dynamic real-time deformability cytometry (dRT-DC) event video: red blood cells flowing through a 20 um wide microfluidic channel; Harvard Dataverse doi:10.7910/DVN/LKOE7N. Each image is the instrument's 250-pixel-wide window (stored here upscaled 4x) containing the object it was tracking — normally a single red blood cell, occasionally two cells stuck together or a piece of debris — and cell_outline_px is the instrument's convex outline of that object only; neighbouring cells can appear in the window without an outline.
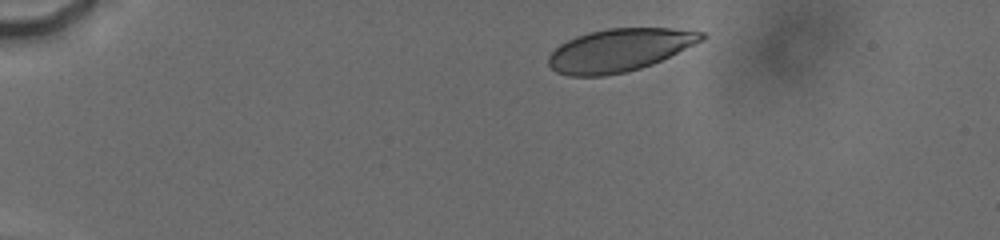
{"species": "human", "species_latin": "Homo sapiens", "temperature_condition": "cold", "stored_images_in_passage": 14, "camera_frame_rate_fps": 3000, "um_per_image_px": 0.085, "donor": {"sex": "male"}, "frame": {"image": 1, "passage_image": 1, "time_ms": 0.0, "image_size_px": [1000, 240], "cell_outline_px": [[708, 36], [652, 64], [640, 68], [624, 72], [604, 76], [568, 76], [556, 72], [548, 64], [548, 56], [560, 44], [576, 36], [588, 32], [608, 28], [672, 28], [704, 32]], "centroid_in_image_um": [52.59, 4.26], "position_along_channel_um": 32.4, "area_um2": 37.74}}
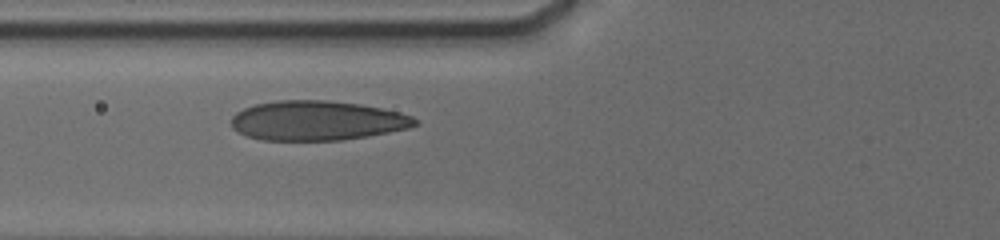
{"frame": {"image": 2, "passage_image": 11, "time_ms": 4.0, "image_size_px": [1000, 240], "cell_outline_px": [[420, 124], [408, 128], [388, 132], [340, 140], [264, 140], [248, 136], [232, 128], [232, 116], [236, 112], [244, 108], [256, 104], [276, 100], [328, 100], [360, 104], [400, 112], [412, 116], [420, 120]], "centroid_in_image_um": [26.97, 10.24], "position_along_channel_um": 98.8, "area_um2": 42.31}}
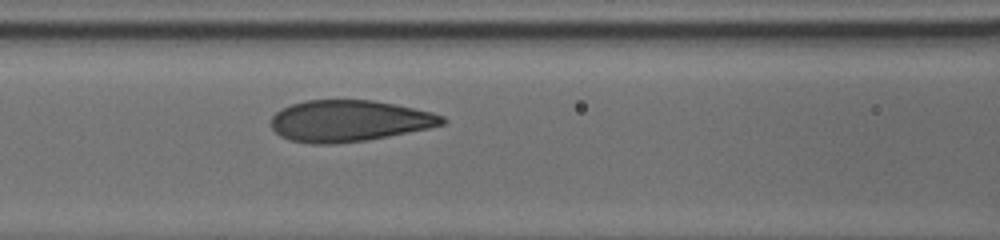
{"frame": {"image": 3, "passage_image": 14, "time_ms": 5.0, "image_size_px": [1000, 240], "cell_outline_px": [[448, 120], [444, 124], [428, 128], [368, 140], [332, 144], [312, 144], [288, 140], [280, 136], [272, 128], [272, 116], [280, 108], [292, 104], [308, 100], [372, 100], [396, 104], [432, 112], [444, 116]], "centroid_in_image_um": [29.67, 10.28], "position_along_channel_um": 136.9, "area_um2": 41.38}}